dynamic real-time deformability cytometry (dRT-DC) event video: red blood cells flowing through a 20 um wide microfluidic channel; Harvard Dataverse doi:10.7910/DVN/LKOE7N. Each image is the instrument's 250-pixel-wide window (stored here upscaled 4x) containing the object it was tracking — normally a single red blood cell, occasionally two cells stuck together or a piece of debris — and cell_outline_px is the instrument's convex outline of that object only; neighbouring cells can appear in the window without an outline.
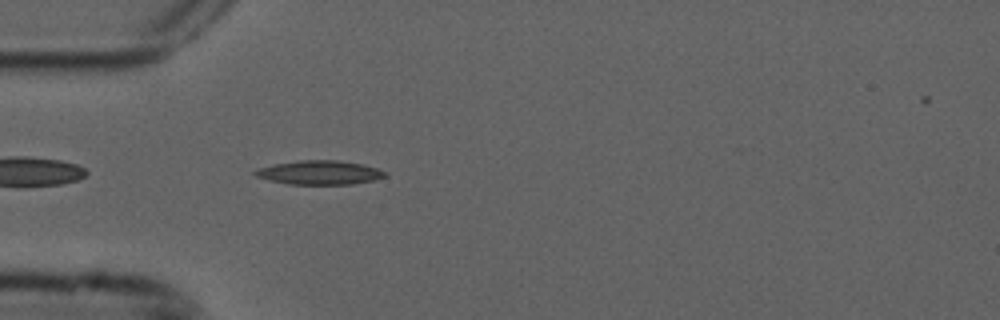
{"species": "common noctule bat (a hibernating species)", "species_latin": "Nyctalus noctula", "temperature_condition": "cold", "stored_images_in_passage": 2, "camera_frame_rate_fps": 3000, "um_per_image_px": 0.085, "animal": {"sex": "male", "forearm_length_mm": 52.5}, "frame": {"image": 1, "passage_image": 2, "time_ms": 0.333, "image_size_px": [1000, 320], "cell_outline_px": [[388, 176], [372, 180], [352, 184], [288, 184], [256, 176], [252, 172], [256, 168], [276, 164], [300, 160], [336, 160], [360, 164], [376, 168], [388, 172]], "centroid_in_image_um": [27.17, 14.66], "position_along_channel_um": 57.8, "area_um2": 17.98}}